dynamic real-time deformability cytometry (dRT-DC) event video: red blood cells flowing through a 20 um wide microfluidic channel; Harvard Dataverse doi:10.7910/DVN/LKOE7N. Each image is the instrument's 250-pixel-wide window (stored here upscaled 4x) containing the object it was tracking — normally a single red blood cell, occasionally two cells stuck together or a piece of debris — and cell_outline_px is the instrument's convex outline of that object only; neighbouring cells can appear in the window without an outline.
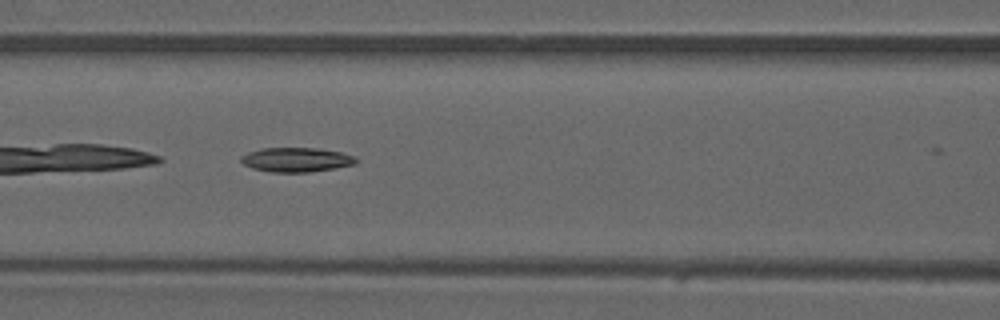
{"species": "common noctule bat (a hibernating species)", "species_latin": "Nyctalus noctula", "temperature_condition": "warm", "stored_images_in_passage": 9, "camera_frame_rate_fps": 3000, "um_per_image_px": 0.085, "animal": {"sex": "male", "forearm_length_mm": 52.5}, "frame": {"image": 1, "passage_image": 6, "time_ms": 1.667, "image_size_px": [1000, 320], "cell_outline_px": [[360, 160], [356, 164], [336, 168], [308, 172], [272, 172], [252, 168], [244, 164], [240, 160], [240, 156], [248, 152], [260, 148], [316, 148], [340, 152], [356, 156]], "centroid_in_image_um": [25.21, 13.57], "position_along_channel_um": 141.4, "area_um2": 16.47}}